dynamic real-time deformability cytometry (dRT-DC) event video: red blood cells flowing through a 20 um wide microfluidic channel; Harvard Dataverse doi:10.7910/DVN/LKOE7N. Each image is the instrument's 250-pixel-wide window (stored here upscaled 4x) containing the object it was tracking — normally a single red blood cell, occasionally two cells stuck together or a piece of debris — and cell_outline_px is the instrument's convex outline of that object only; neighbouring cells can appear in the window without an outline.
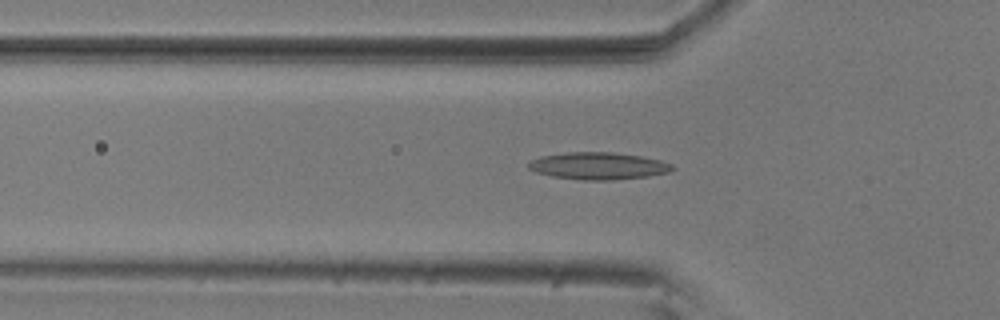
{"species": "common noctule bat (a hibernating species)", "species_latin": "Nyctalus noctula", "temperature_condition": "room temperature", "stored_images_in_passage": 48, "camera_frame_rate_fps": 3000, "um_per_image_px": 0.085, "animal": {"sex": "male", "body_mass_g": 20.5, "forearm_length_mm": 52.5}, "frame": {"image": 1, "passage_image": 18, "time_ms": 5.667, "image_size_px": [1000, 320], "cell_outline_px": [[676, 168], [668, 172], [648, 176], [612, 180], [580, 180], [552, 176], [536, 172], [528, 168], [528, 164], [532, 160], [540, 156], [568, 152], [612, 152], [640, 156], [660, 160], [672, 164]], "centroid_in_image_um": [50.86, 14.1], "position_along_channel_um": 74.9, "area_um2": 22.72}}
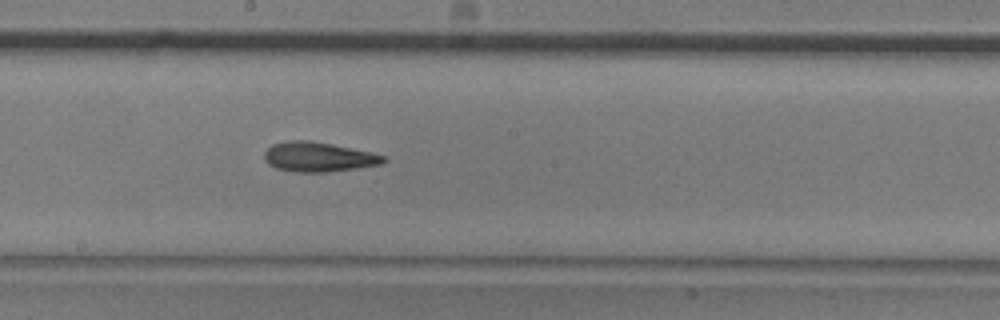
{"frame": {"image": 2, "passage_image": 30, "time_ms": 9.667, "image_size_px": [1000, 320], "cell_outline_px": [[388, 160], [380, 164], [356, 168], [324, 172], [296, 172], [276, 168], [268, 164], [264, 160], [264, 152], [272, 144], [288, 140], [308, 140], [332, 144], [368, 152], [384, 156]], "centroid_in_image_um": [27.01, 13.33], "position_along_channel_um": 221.2, "area_um2": 20.4}}
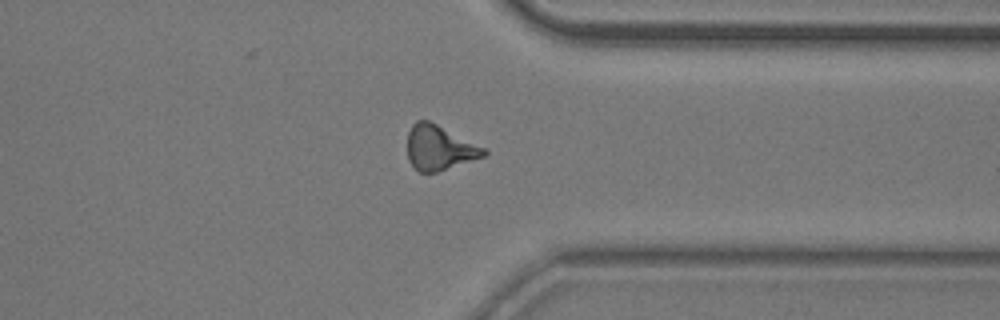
{"frame": {"image": 3, "passage_image": 43, "time_ms": 14.0, "image_size_px": [1000, 320], "cell_outline_px": [[488, 152], [484, 156], [436, 172], [420, 172], [408, 160], [408, 132], [412, 124], [416, 120], [428, 120], [484, 148]], "centroid_in_image_um": [37.31, 12.55], "position_along_channel_um": 374.1, "area_um2": 19.42}}